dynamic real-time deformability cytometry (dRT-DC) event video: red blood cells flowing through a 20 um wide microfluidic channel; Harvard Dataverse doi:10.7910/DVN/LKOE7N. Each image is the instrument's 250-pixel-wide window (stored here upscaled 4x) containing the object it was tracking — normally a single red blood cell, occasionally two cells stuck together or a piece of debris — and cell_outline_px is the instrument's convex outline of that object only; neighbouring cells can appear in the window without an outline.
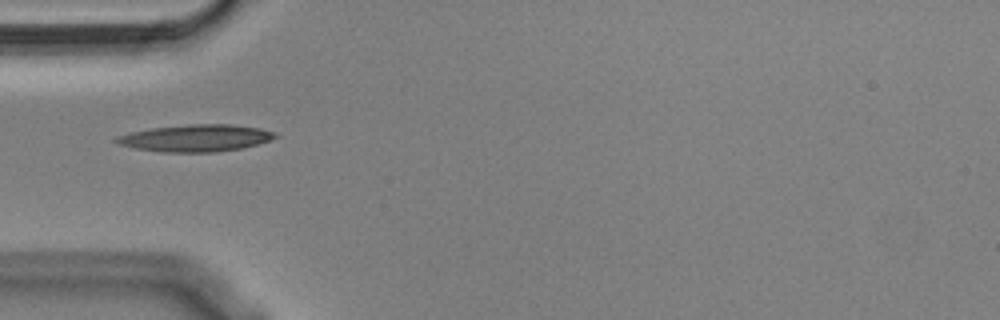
{"species": "Egyptian fruit bat (a non-hibernating species)", "species_latin": "Rousettus aegyptiacus", "temperature_condition": "cold", "stored_images_in_passage": 13, "camera_frame_rate_fps": 3000, "um_per_image_px": 0.085, "animal": {"sex": "male"}, "frame": {"image": 1, "passage_image": 1, "time_ms": 0.0, "image_size_px": [1000, 320], "cell_outline_px": [[280, 136], [256, 144], [240, 148], [216, 152], [160, 152], [136, 148], [120, 144], [112, 140], [116, 136], [132, 132], [152, 128], [192, 124], [232, 124], [260, 128], [276, 132]], "centroid_in_image_um": [16.65, 11.73], "position_along_channel_um": 68.4, "area_um2": 24.85}}
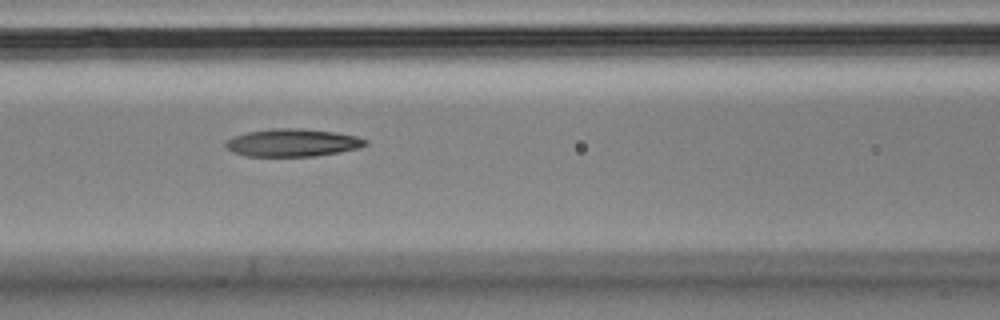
{"frame": {"image": 2, "passage_image": 7, "time_ms": 2.0, "image_size_px": [1000, 320], "cell_outline_px": [[368, 144], [360, 148], [316, 156], [244, 156], [232, 152], [224, 144], [224, 140], [232, 136], [248, 132], [272, 128], [300, 128], [332, 132], [356, 136], [368, 140]], "centroid_in_image_um": [24.83, 12.13], "position_along_channel_um": 141.8, "area_um2": 22.66}}
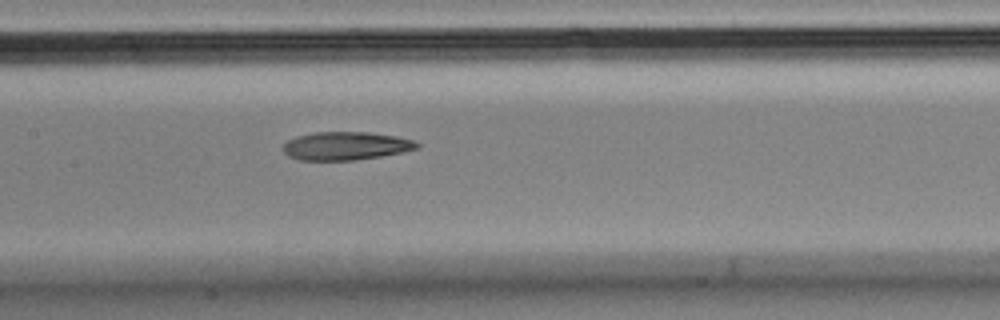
{"frame": {"image": 3, "passage_image": 10, "time_ms": 3.0, "image_size_px": [1000, 320], "cell_outline_px": [[420, 148], [404, 152], [356, 160], [300, 160], [288, 156], [280, 148], [288, 140], [296, 136], [316, 132], [368, 132], [396, 136], [412, 140], [420, 144]], "centroid_in_image_um": [29.38, 12.4], "position_along_channel_um": 178.0, "area_um2": 22.14}}